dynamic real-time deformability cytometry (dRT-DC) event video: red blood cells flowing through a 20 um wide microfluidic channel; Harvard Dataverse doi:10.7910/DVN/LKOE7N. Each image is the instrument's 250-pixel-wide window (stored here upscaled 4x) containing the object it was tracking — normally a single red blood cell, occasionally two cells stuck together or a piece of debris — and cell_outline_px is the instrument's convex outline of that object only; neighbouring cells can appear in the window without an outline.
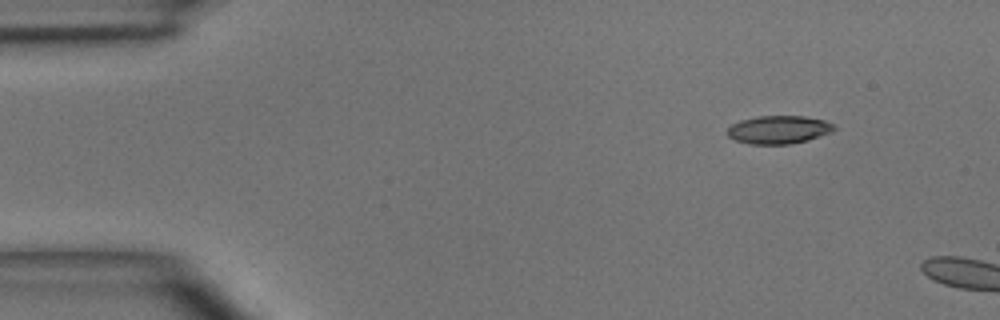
{"species": "common noctule bat (a hibernating species)", "species_latin": "Nyctalus noctula", "temperature_condition": "room temperature", "stored_images_in_passage": 2, "camera_frame_rate_fps": 3000, "um_per_image_px": 0.085, "animal": {"sex": "male", "body_mass_g": 15.6}, "frame": {"image": 1, "passage_image": 2, "time_ms": 1.333, "image_size_px": [1000, 320], "cell_outline_px": [[836, 128], [832, 132], [808, 140], [788, 144], [748, 144], [736, 140], [728, 136], [728, 128], [732, 124], [740, 120], [760, 116], [804, 116], [824, 120], [832, 124]], "centroid_in_image_um": [66.19, 11.02], "position_along_channel_um": 18.8, "area_um2": 17.4}}